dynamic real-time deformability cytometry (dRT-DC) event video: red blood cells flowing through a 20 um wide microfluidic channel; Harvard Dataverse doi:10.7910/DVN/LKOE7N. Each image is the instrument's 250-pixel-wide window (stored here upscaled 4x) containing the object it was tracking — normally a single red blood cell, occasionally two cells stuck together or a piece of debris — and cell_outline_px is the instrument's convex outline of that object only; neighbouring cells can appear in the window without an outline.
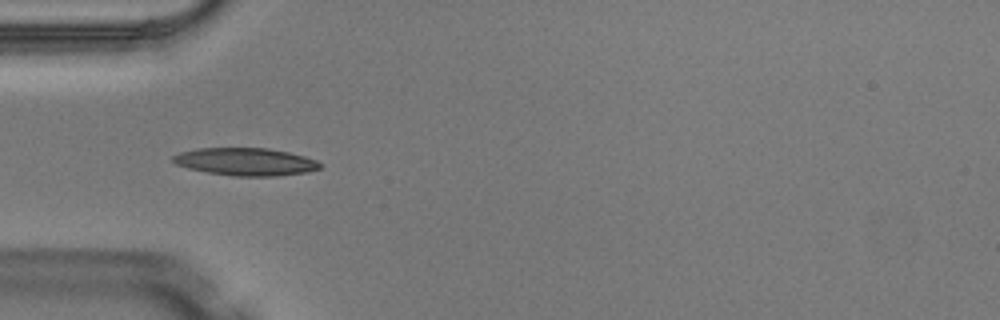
{"species": "Egyptian fruit bat (a non-hibernating species)", "species_latin": "Rousettus aegyptiacus", "temperature_condition": "warm", "stored_images_in_passage": 8, "camera_frame_rate_fps": 3000, "um_per_image_px": 0.085, "animal": {"sex": "male"}, "frame": {"image": 1, "passage_image": 5, "time_ms": 1.333, "image_size_px": [1000, 320], "cell_outline_px": [[320, 168], [308, 172], [276, 176], [232, 176], [208, 172], [188, 168], [176, 164], [172, 160], [172, 156], [180, 152], [196, 148], [268, 148], [288, 152], [304, 156], [316, 160], [320, 164]], "centroid_in_image_um": [20.86, 13.74], "position_along_channel_um": 64.1, "area_um2": 23.64}}
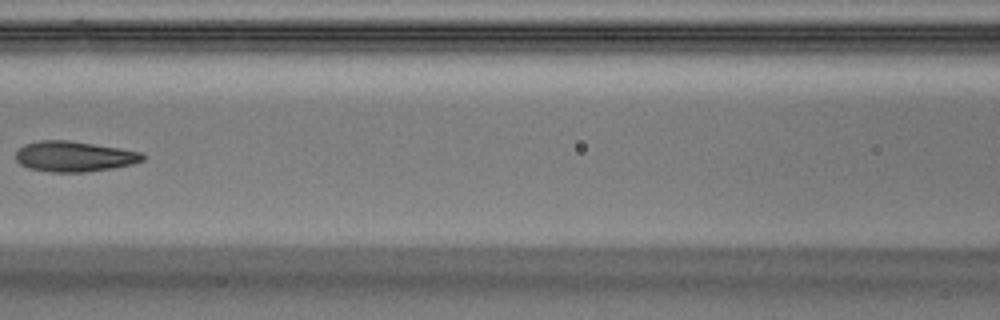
{"frame": {"image": 2, "passage_image": 7, "time_ms": 2.0, "image_size_px": [1000, 320], "cell_outline_px": [[144, 160], [132, 164], [112, 168], [84, 172], [52, 172], [28, 168], [20, 164], [16, 160], [16, 152], [24, 144], [40, 140], [68, 140], [120, 148], [140, 152], [144, 156]], "centroid_in_image_um": [6.28, 13.29], "position_along_channel_um": 160.3, "area_um2": 22.43}}
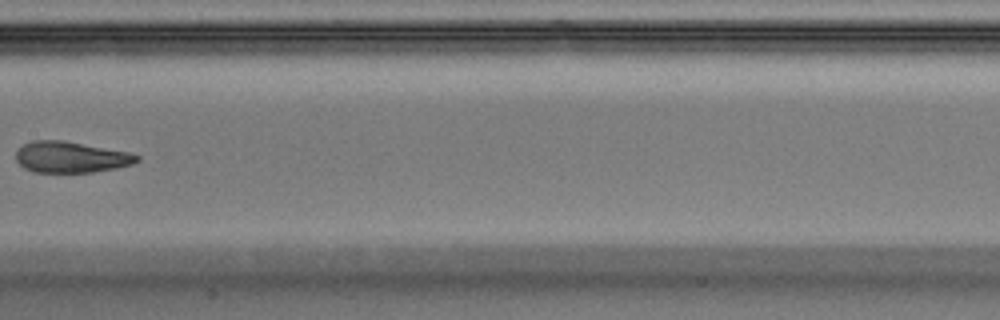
{"frame": {"image": 3, "passage_image": 8, "time_ms": 2.333, "image_size_px": [1000, 320], "cell_outline_px": [[140, 160], [132, 164], [116, 168], [92, 172], [32, 172], [24, 168], [16, 160], [16, 152], [24, 144], [32, 140], [60, 140], [128, 152], [140, 156]], "centroid_in_image_um": [6.01, 13.36], "position_along_channel_um": 201.4, "area_um2": 21.73}}